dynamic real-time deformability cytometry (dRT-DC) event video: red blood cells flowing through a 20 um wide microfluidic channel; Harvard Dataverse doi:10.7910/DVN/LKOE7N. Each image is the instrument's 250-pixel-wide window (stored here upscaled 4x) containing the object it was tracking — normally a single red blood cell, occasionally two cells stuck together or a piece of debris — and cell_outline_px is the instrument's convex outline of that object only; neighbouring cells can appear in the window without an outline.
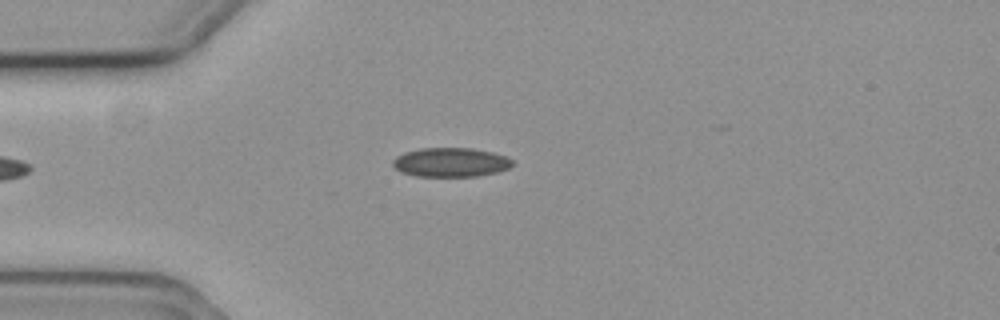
{"species": "common noctule bat (a hibernating species)", "species_latin": "Nyctalus noctula", "temperature_condition": "cold", "stored_images_in_passage": 1, "camera_frame_rate_fps": 3000, "um_per_image_px": 0.085, "animal": {"sex": "female", "body_mass_g": 19.3, "forearm_length_mm": 54.1}, "frame": {"image": 1, "passage_image": 1, "time_ms": 0.0, "image_size_px": [1000, 320], "cell_outline_px": [[512, 164], [508, 168], [496, 172], [476, 176], [416, 176], [400, 172], [392, 164], [392, 160], [396, 156], [404, 152], [420, 148], [472, 148], [492, 152], [508, 156], [512, 160]], "centroid_in_image_um": [38.28, 13.79], "position_along_channel_um": 46.7, "area_um2": 20.35}}